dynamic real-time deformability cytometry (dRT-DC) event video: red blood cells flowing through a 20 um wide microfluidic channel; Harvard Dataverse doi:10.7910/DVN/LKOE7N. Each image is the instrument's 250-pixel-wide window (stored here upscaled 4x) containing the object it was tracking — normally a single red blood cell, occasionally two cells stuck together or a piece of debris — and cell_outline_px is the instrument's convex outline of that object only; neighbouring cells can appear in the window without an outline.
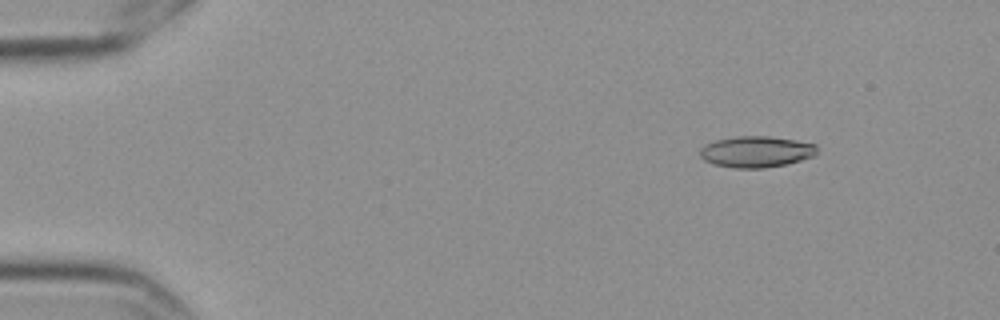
{"species": "Egyptian fruit bat (a non-hibernating species)", "species_latin": "Rousettus aegyptiacus", "temperature_condition": "cold", "stored_images_in_passage": 6, "camera_frame_rate_fps": 3000, "um_per_image_px": 0.085, "frame": {"image": 1, "passage_image": 3, "time_ms": 0.667, "image_size_px": [1000, 320], "cell_outline_px": [[816, 156], [784, 164], [764, 168], [736, 168], [716, 164], [704, 160], [700, 156], [700, 148], [716, 140], [736, 136], [768, 136], [796, 140], [816, 144]], "centroid_in_image_um": [64.3, 12.89], "position_along_channel_um": 20.7, "area_um2": 21.1}}
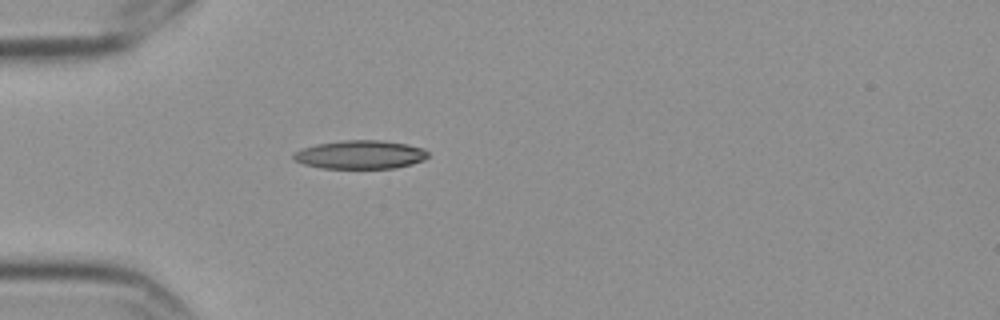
{"frame": {"image": 2, "passage_image": 6, "time_ms": 1.667, "image_size_px": [1000, 320], "cell_outline_px": [[428, 156], [424, 160], [412, 164], [396, 168], [320, 168], [304, 164], [296, 160], [292, 156], [296, 152], [304, 148], [316, 144], [344, 140], [380, 140], [408, 144], [424, 148], [428, 152]], "centroid_in_image_um": [30.67, 13.14], "position_along_channel_um": 54.3, "area_um2": 22.31}}